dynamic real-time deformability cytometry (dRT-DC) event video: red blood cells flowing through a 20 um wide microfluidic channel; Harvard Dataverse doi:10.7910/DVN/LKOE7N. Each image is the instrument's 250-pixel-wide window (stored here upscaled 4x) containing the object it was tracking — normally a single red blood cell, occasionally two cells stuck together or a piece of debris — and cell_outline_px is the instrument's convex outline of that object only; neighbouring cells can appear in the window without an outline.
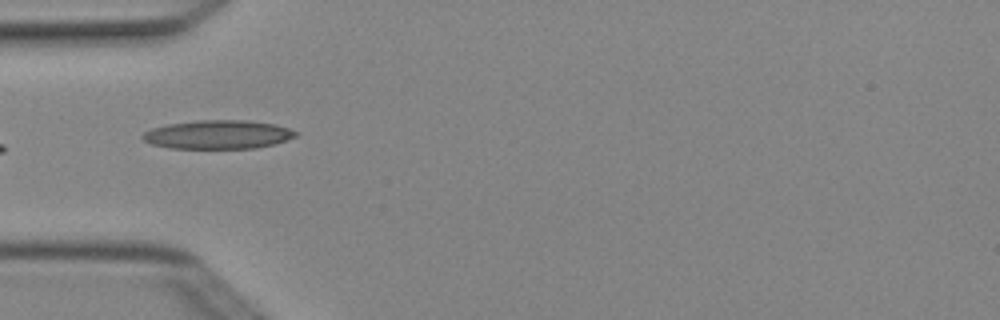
{"species": "Egyptian fruit bat (a non-hibernating species)", "species_latin": "Rousettus aegyptiacus", "temperature_condition": "cold", "stored_images_in_passage": 5, "camera_frame_rate_fps": 3000, "um_per_image_px": 0.085, "animal": {"sex": "female"}, "frame": {"image": 1, "passage_image": 5, "time_ms": 1.333, "image_size_px": [1000, 320], "cell_outline_px": [[300, 132], [296, 136], [272, 144], [256, 148], [168, 148], [152, 144], [144, 140], [140, 136], [144, 132], [152, 128], [168, 124], [196, 120], [244, 120], [276, 124]], "centroid_in_image_um": [18.51, 11.43], "position_along_channel_um": 66.5, "area_um2": 25.55}}